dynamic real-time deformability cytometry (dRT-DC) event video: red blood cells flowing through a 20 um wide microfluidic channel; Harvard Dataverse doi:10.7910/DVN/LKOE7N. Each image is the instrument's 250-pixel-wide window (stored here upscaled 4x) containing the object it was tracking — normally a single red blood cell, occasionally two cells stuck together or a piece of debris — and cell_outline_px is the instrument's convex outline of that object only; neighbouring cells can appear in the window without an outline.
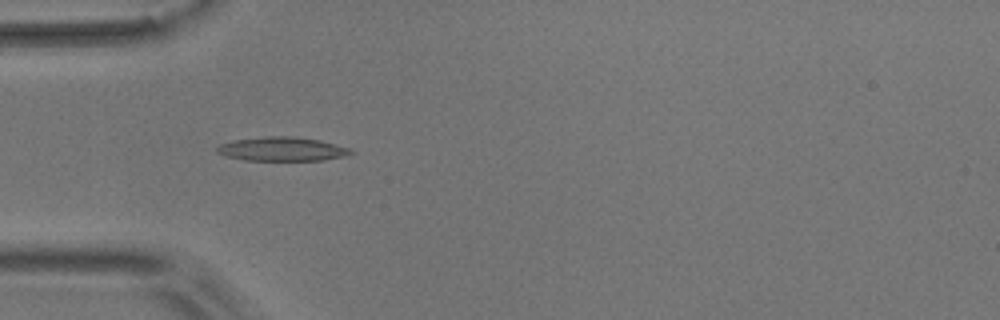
{"species": "common noctule bat (a hibernating species)", "species_latin": "Nyctalus noctula", "temperature_condition": "room temperature", "stored_images_in_passage": 12, "camera_frame_rate_fps": 3000, "um_per_image_px": 0.085, "animal": {"sex": "male", "body_mass_g": 17.9}, "frame": {"image": 1, "passage_image": 3, "time_ms": 3.0, "image_size_px": [1000, 320], "cell_outline_px": [[352, 152], [344, 156], [324, 160], [244, 160], [228, 156], [216, 152], [216, 148], [220, 144], [236, 140], [264, 136], [292, 136], [320, 140], [348, 148]], "centroid_in_image_um": [23.95, 12.66], "position_along_channel_um": 61.1, "area_um2": 18.38}}
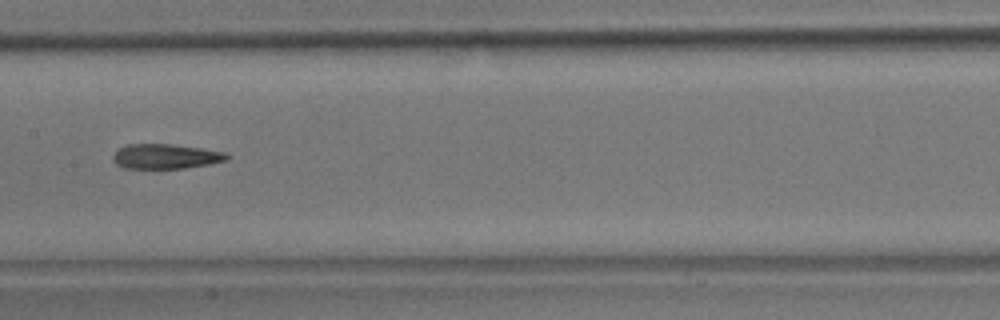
{"frame": {"image": 2, "passage_image": 6, "time_ms": 6.667, "image_size_px": [1000, 320], "cell_outline_px": [[228, 160], [208, 164], [184, 168], [124, 168], [116, 164], [112, 160], [112, 156], [120, 148], [128, 144], [172, 144], [204, 148], [224, 152], [228, 156]], "centroid_in_image_um": [14.07, 13.29], "position_along_channel_um": 193.3, "area_um2": 16.42}}
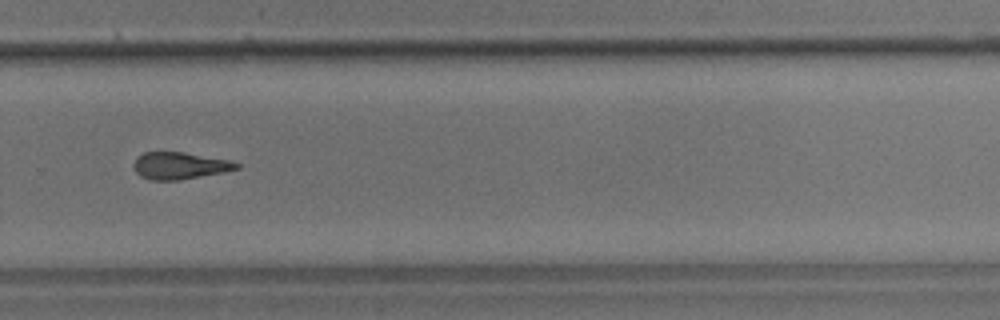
{"frame": {"image": 3, "passage_image": 9, "time_ms": 10.0, "image_size_px": [1000, 320], "cell_outline_px": [[240, 168], [224, 172], [180, 180], [148, 180], [140, 176], [136, 172], [136, 160], [144, 152], [184, 152], [228, 160], [240, 164]], "centroid_in_image_um": [15.31, 14.09], "position_along_channel_um": 314.5, "area_um2": 15.95}}